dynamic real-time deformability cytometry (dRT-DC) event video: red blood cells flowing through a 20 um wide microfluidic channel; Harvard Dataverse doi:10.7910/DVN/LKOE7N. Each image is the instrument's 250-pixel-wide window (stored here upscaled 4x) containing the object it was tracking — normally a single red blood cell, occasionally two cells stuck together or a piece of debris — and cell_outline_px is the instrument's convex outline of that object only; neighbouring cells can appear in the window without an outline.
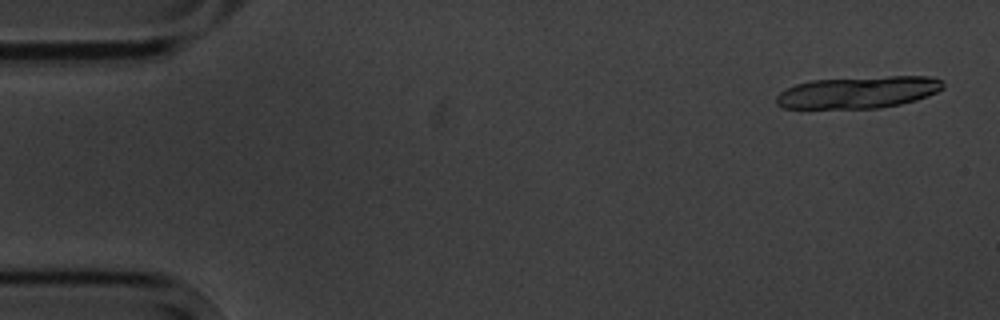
{"species": "common noctule bat (a hibernating species)", "species_latin": "Nyctalus noctula", "temperature_condition": "cold", "stored_images_in_passage": 5, "camera_frame_rate_fps": 3000, "um_per_image_px": 0.085, "animal": {"sex": "male", "body_mass_g": 20.1, "forearm_length_mm": 53.5}, "frame": {"image": 1, "passage_image": 1, "time_ms": 0.0, "image_size_px": [1000, 320], "cell_outline_px": [[944, 88], [928, 96], [916, 100], [900, 104], [880, 108], [784, 108], [776, 104], [776, 96], [780, 92], [796, 84], [812, 80], [888, 76], [932, 76], [944, 80]], "centroid_in_image_um": [73.0, 7.84], "position_along_channel_um": 12.0, "area_um2": 31.15}}